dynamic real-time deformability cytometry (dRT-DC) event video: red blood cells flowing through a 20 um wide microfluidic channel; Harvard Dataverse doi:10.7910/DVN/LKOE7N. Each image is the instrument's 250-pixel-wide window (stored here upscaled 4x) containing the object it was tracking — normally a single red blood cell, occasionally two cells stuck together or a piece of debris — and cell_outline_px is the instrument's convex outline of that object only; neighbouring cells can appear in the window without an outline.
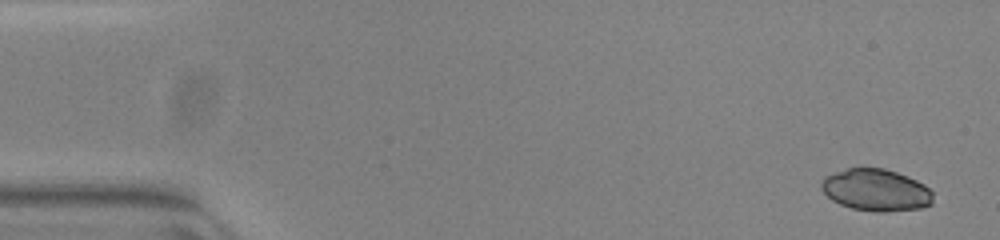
{"species": "common noctule bat (a hibernating species)", "species_latin": "Nyctalus noctula", "temperature_condition": "warm", "stored_images_in_passage": 51, "camera_frame_rate_fps": 3000, "um_per_image_px": 0.085, "animal": {"sex": "female", "body_mass_g": 23.0, "forearm_length_mm": 53.4}, "frame": {"image": 1, "passage_image": 1, "time_ms": 0.0, "image_size_px": [1000, 240], "cell_outline_px": [[932, 204], [920, 208], [888, 212], [876, 212], [852, 208], [840, 204], [832, 200], [820, 188], [820, 184], [824, 176], [848, 168], [884, 168], [908, 176], [924, 184], [932, 192]], "centroid_in_image_um": [74.45, 16.16], "position_along_channel_um": 10.5, "area_um2": 27.34}}
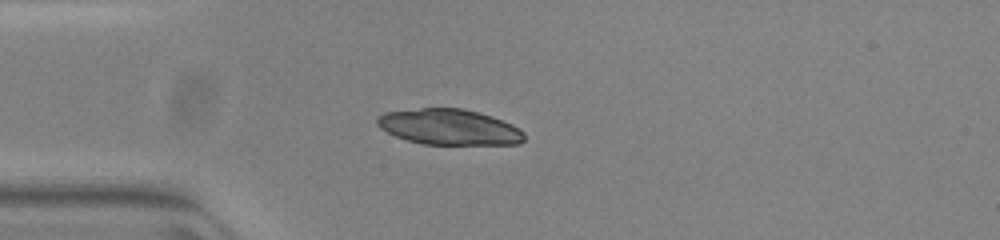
{"frame": {"image": 2, "passage_image": 13, "time_ms": 4.0, "image_size_px": [1000, 240], "cell_outline_px": [[524, 140], [520, 144], [424, 144], [408, 140], [396, 136], [380, 128], [376, 124], [376, 120], [384, 112], [420, 108], [464, 108], [492, 116], [512, 124], [524, 132]], "centroid_in_image_um": [38.19, 10.79], "position_along_channel_um": 46.8, "area_um2": 30.52}}
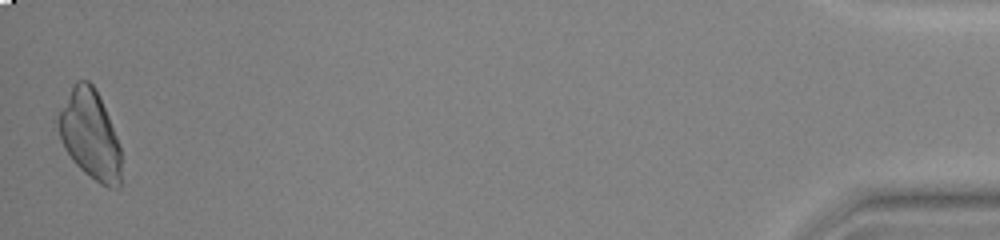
{"frame": {"image": 3, "passage_image": 51, "time_ms": 16.667, "image_size_px": [1000, 240], "cell_outline_px": [[120, 188], [108, 188], [100, 184], [84, 172], [72, 160], [64, 148], [60, 140], [56, 120], [76, 80], [88, 80], [96, 88], [100, 96], [116, 136], [120, 148]], "centroid_in_image_um": [7.65, 11.47], "position_along_channel_um": 427.6, "area_um2": 32.43}}